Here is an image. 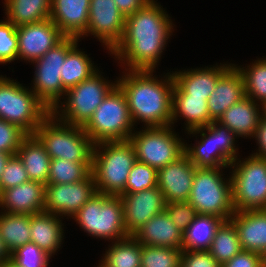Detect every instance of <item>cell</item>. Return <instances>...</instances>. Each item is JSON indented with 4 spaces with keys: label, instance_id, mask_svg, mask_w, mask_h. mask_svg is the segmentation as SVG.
I'll list each match as a JSON object with an SVG mask.
<instances>
[{
    "label": "cell",
    "instance_id": "obj_43",
    "mask_svg": "<svg viewBox=\"0 0 266 267\" xmlns=\"http://www.w3.org/2000/svg\"><path fill=\"white\" fill-rule=\"evenodd\" d=\"M164 210L182 233L186 231L197 215L195 208L188 201L168 202L165 204Z\"/></svg>",
    "mask_w": 266,
    "mask_h": 267
},
{
    "label": "cell",
    "instance_id": "obj_13",
    "mask_svg": "<svg viewBox=\"0 0 266 267\" xmlns=\"http://www.w3.org/2000/svg\"><path fill=\"white\" fill-rule=\"evenodd\" d=\"M78 40L74 37H65L41 58L33 61L37 65L32 91L50 111L59 109V99L63 93H66L61 81L60 69H62L67 53L77 44Z\"/></svg>",
    "mask_w": 266,
    "mask_h": 267
},
{
    "label": "cell",
    "instance_id": "obj_2",
    "mask_svg": "<svg viewBox=\"0 0 266 267\" xmlns=\"http://www.w3.org/2000/svg\"><path fill=\"white\" fill-rule=\"evenodd\" d=\"M152 72L129 70L116 83L125 94L133 122L142 120L147 127L171 126L173 74L160 81Z\"/></svg>",
    "mask_w": 266,
    "mask_h": 267
},
{
    "label": "cell",
    "instance_id": "obj_26",
    "mask_svg": "<svg viewBox=\"0 0 266 267\" xmlns=\"http://www.w3.org/2000/svg\"><path fill=\"white\" fill-rule=\"evenodd\" d=\"M57 217V218H56ZM58 215L41 212L31 215V242L52 256L62 244L63 228Z\"/></svg>",
    "mask_w": 266,
    "mask_h": 267
},
{
    "label": "cell",
    "instance_id": "obj_38",
    "mask_svg": "<svg viewBox=\"0 0 266 267\" xmlns=\"http://www.w3.org/2000/svg\"><path fill=\"white\" fill-rule=\"evenodd\" d=\"M157 187V170L151 166L136 161L129 172L125 193H134Z\"/></svg>",
    "mask_w": 266,
    "mask_h": 267
},
{
    "label": "cell",
    "instance_id": "obj_39",
    "mask_svg": "<svg viewBox=\"0 0 266 267\" xmlns=\"http://www.w3.org/2000/svg\"><path fill=\"white\" fill-rule=\"evenodd\" d=\"M50 257L33 242H28L11 253V260L19 267H47Z\"/></svg>",
    "mask_w": 266,
    "mask_h": 267
},
{
    "label": "cell",
    "instance_id": "obj_10",
    "mask_svg": "<svg viewBox=\"0 0 266 267\" xmlns=\"http://www.w3.org/2000/svg\"><path fill=\"white\" fill-rule=\"evenodd\" d=\"M109 83L103 80L97 71L89 79L66 91L64 95L68 98L66 104H62V115L57 109H53L51 113L61 123L84 127L104 98L117 85ZM56 114L60 115L59 118Z\"/></svg>",
    "mask_w": 266,
    "mask_h": 267
},
{
    "label": "cell",
    "instance_id": "obj_20",
    "mask_svg": "<svg viewBox=\"0 0 266 267\" xmlns=\"http://www.w3.org/2000/svg\"><path fill=\"white\" fill-rule=\"evenodd\" d=\"M90 0H52L50 19L66 37L79 39L88 27Z\"/></svg>",
    "mask_w": 266,
    "mask_h": 267
},
{
    "label": "cell",
    "instance_id": "obj_29",
    "mask_svg": "<svg viewBox=\"0 0 266 267\" xmlns=\"http://www.w3.org/2000/svg\"><path fill=\"white\" fill-rule=\"evenodd\" d=\"M223 221L214 215L197 214L183 233L182 250H209L216 230Z\"/></svg>",
    "mask_w": 266,
    "mask_h": 267
},
{
    "label": "cell",
    "instance_id": "obj_33",
    "mask_svg": "<svg viewBox=\"0 0 266 267\" xmlns=\"http://www.w3.org/2000/svg\"><path fill=\"white\" fill-rule=\"evenodd\" d=\"M98 267H141V243L133 236L115 241Z\"/></svg>",
    "mask_w": 266,
    "mask_h": 267
},
{
    "label": "cell",
    "instance_id": "obj_12",
    "mask_svg": "<svg viewBox=\"0 0 266 267\" xmlns=\"http://www.w3.org/2000/svg\"><path fill=\"white\" fill-rule=\"evenodd\" d=\"M170 127H147L132 133L129 142L135 149L137 161L159 170L185 153V144Z\"/></svg>",
    "mask_w": 266,
    "mask_h": 267
},
{
    "label": "cell",
    "instance_id": "obj_35",
    "mask_svg": "<svg viewBox=\"0 0 266 267\" xmlns=\"http://www.w3.org/2000/svg\"><path fill=\"white\" fill-rule=\"evenodd\" d=\"M92 163H76L63 159H51L48 184H68L85 180L91 173Z\"/></svg>",
    "mask_w": 266,
    "mask_h": 267
},
{
    "label": "cell",
    "instance_id": "obj_45",
    "mask_svg": "<svg viewBox=\"0 0 266 267\" xmlns=\"http://www.w3.org/2000/svg\"><path fill=\"white\" fill-rule=\"evenodd\" d=\"M221 267H262V255L241 250Z\"/></svg>",
    "mask_w": 266,
    "mask_h": 267
},
{
    "label": "cell",
    "instance_id": "obj_21",
    "mask_svg": "<svg viewBox=\"0 0 266 267\" xmlns=\"http://www.w3.org/2000/svg\"><path fill=\"white\" fill-rule=\"evenodd\" d=\"M45 185L28 181L0 192V207L5 213L36 214L44 212Z\"/></svg>",
    "mask_w": 266,
    "mask_h": 267
},
{
    "label": "cell",
    "instance_id": "obj_34",
    "mask_svg": "<svg viewBox=\"0 0 266 267\" xmlns=\"http://www.w3.org/2000/svg\"><path fill=\"white\" fill-rule=\"evenodd\" d=\"M242 250L237 229L231 220L223 221L216 230L210 254L223 265Z\"/></svg>",
    "mask_w": 266,
    "mask_h": 267
},
{
    "label": "cell",
    "instance_id": "obj_48",
    "mask_svg": "<svg viewBox=\"0 0 266 267\" xmlns=\"http://www.w3.org/2000/svg\"><path fill=\"white\" fill-rule=\"evenodd\" d=\"M11 259V253L5 246L4 240L0 237V262H5Z\"/></svg>",
    "mask_w": 266,
    "mask_h": 267
},
{
    "label": "cell",
    "instance_id": "obj_1",
    "mask_svg": "<svg viewBox=\"0 0 266 267\" xmlns=\"http://www.w3.org/2000/svg\"><path fill=\"white\" fill-rule=\"evenodd\" d=\"M164 11L150 0L126 17L123 38L111 53L118 60H125L129 70L154 71L173 29L171 19Z\"/></svg>",
    "mask_w": 266,
    "mask_h": 267
},
{
    "label": "cell",
    "instance_id": "obj_23",
    "mask_svg": "<svg viewBox=\"0 0 266 267\" xmlns=\"http://www.w3.org/2000/svg\"><path fill=\"white\" fill-rule=\"evenodd\" d=\"M231 67L223 65L205 69H193L173 73V94H188L191 97L209 98L220 77Z\"/></svg>",
    "mask_w": 266,
    "mask_h": 267
},
{
    "label": "cell",
    "instance_id": "obj_3",
    "mask_svg": "<svg viewBox=\"0 0 266 267\" xmlns=\"http://www.w3.org/2000/svg\"><path fill=\"white\" fill-rule=\"evenodd\" d=\"M136 161L135 149L129 141L94 144L91 171L97 192L113 196L124 194L129 172Z\"/></svg>",
    "mask_w": 266,
    "mask_h": 267
},
{
    "label": "cell",
    "instance_id": "obj_41",
    "mask_svg": "<svg viewBox=\"0 0 266 267\" xmlns=\"http://www.w3.org/2000/svg\"><path fill=\"white\" fill-rule=\"evenodd\" d=\"M28 181L30 180L22 160L17 154L12 155L0 176V192Z\"/></svg>",
    "mask_w": 266,
    "mask_h": 267
},
{
    "label": "cell",
    "instance_id": "obj_24",
    "mask_svg": "<svg viewBox=\"0 0 266 267\" xmlns=\"http://www.w3.org/2000/svg\"><path fill=\"white\" fill-rule=\"evenodd\" d=\"M132 236L142 245L182 249L183 233L171 221L165 210L153 216Z\"/></svg>",
    "mask_w": 266,
    "mask_h": 267
},
{
    "label": "cell",
    "instance_id": "obj_5",
    "mask_svg": "<svg viewBox=\"0 0 266 267\" xmlns=\"http://www.w3.org/2000/svg\"><path fill=\"white\" fill-rule=\"evenodd\" d=\"M134 126L124 92L116 85L83 127L94 144L129 141Z\"/></svg>",
    "mask_w": 266,
    "mask_h": 267
},
{
    "label": "cell",
    "instance_id": "obj_46",
    "mask_svg": "<svg viewBox=\"0 0 266 267\" xmlns=\"http://www.w3.org/2000/svg\"><path fill=\"white\" fill-rule=\"evenodd\" d=\"M118 9L127 17L145 6L150 0H114Z\"/></svg>",
    "mask_w": 266,
    "mask_h": 267
},
{
    "label": "cell",
    "instance_id": "obj_18",
    "mask_svg": "<svg viewBox=\"0 0 266 267\" xmlns=\"http://www.w3.org/2000/svg\"><path fill=\"white\" fill-rule=\"evenodd\" d=\"M196 168L184 153L177 160L157 170V187L163 193L166 203L188 201Z\"/></svg>",
    "mask_w": 266,
    "mask_h": 267
},
{
    "label": "cell",
    "instance_id": "obj_14",
    "mask_svg": "<svg viewBox=\"0 0 266 267\" xmlns=\"http://www.w3.org/2000/svg\"><path fill=\"white\" fill-rule=\"evenodd\" d=\"M96 193L92 173L76 183L45 185L44 211L74 216Z\"/></svg>",
    "mask_w": 266,
    "mask_h": 267
},
{
    "label": "cell",
    "instance_id": "obj_16",
    "mask_svg": "<svg viewBox=\"0 0 266 267\" xmlns=\"http://www.w3.org/2000/svg\"><path fill=\"white\" fill-rule=\"evenodd\" d=\"M16 31L18 58L32 63L66 37L50 18L18 26Z\"/></svg>",
    "mask_w": 266,
    "mask_h": 267
},
{
    "label": "cell",
    "instance_id": "obj_44",
    "mask_svg": "<svg viewBox=\"0 0 266 267\" xmlns=\"http://www.w3.org/2000/svg\"><path fill=\"white\" fill-rule=\"evenodd\" d=\"M180 267H221L208 250H182Z\"/></svg>",
    "mask_w": 266,
    "mask_h": 267
},
{
    "label": "cell",
    "instance_id": "obj_42",
    "mask_svg": "<svg viewBox=\"0 0 266 267\" xmlns=\"http://www.w3.org/2000/svg\"><path fill=\"white\" fill-rule=\"evenodd\" d=\"M27 136L19 126L0 119V151L15 155Z\"/></svg>",
    "mask_w": 266,
    "mask_h": 267
},
{
    "label": "cell",
    "instance_id": "obj_7",
    "mask_svg": "<svg viewBox=\"0 0 266 267\" xmlns=\"http://www.w3.org/2000/svg\"><path fill=\"white\" fill-rule=\"evenodd\" d=\"M72 218L95 237L118 241L129 236L124 226L120 196L97 192Z\"/></svg>",
    "mask_w": 266,
    "mask_h": 267
},
{
    "label": "cell",
    "instance_id": "obj_52",
    "mask_svg": "<svg viewBox=\"0 0 266 267\" xmlns=\"http://www.w3.org/2000/svg\"><path fill=\"white\" fill-rule=\"evenodd\" d=\"M262 267H266V251L262 254Z\"/></svg>",
    "mask_w": 266,
    "mask_h": 267
},
{
    "label": "cell",
    "instance_id": "obj_4",
    "mask_svg": "<svg viewBox=\"0 0 266 267\" xmlns=\"http://www.w3.org/2000/svg\"><path fill=\"white\" fill-rule=\"evenodd\" d=\"M34 135L44 145L51 159L92 163L94 143L81 126L61 124L51 113Z\"/></svg>",
    "mask_w": 266,
    "mask_h": 267
},
{
    "label": "cell",
    "instance_id": "obj_28",
    "mask_svg": "<svg viewBox=\"0 0 266 267\" xmlns=\"http://www.w3.org/2000/svg\"><path fill=\"white\" fill-rule=\"evenodd\" d=\"M208 98L191 97L188 94H172V123L183 116L187 120L186 129L190 132L209 125Z\"/></svg>",
    "mask_w": 266,
    "mask_h": 267
},
{
    "label": "cell",
    "instance_id": "obj_37",
    "mask_svg": "<svg viewBox=\"0 0 266 267\" xmlns=\"http://www.w3.org/2000/svg\"><path fill=\"white\" fill-rule=\"evenodd\" d=\"M182 249L141 244V267H180Z\"/></svg>",
    "mask_w": 266,
    "mask_h": 267
},
{
    "label": "cell",
    "instance_id": "obj_47",
    "mask_svg": "<svg viewBox=\"0 0 266 267\" xmlns=\"http://www.w3.org/2000/svg\"><path fill=\"white\" fill-rule=\"evenodd\" d=\"M259 146V153H254V156L266 158V120L260 118L258 126L255 130L254 136Z\"/></svg>",
    "mask_w": 266,
    "mask_h": 267
},
{
    "label": "cell",
    "instance_id": "obj_22",
    "mask_svg": "<svg viewBox=\"0 0 266 267\" xmlns=\"http://www.w3.org/2000/svg\"><path fill=\"white\" fill-rule=\"evenodd\" d=\"M234 223L242 250L262 255L266 251V209L235 211Z\"/></svg>",
    "mask_w": 266,
    "mask_h": 267
},
{
    "label": "cell",
    "instance_id": "obj_27",
    "mask_svg": "<svg viewBox=\"0 0 266 267\" xmlns=\"http://www.w3.org/2000/svg\"><path fill=\"white\" fill-rule=\"evenodd\" d=\"M16 154L22 160L29 180L48 184L51 158L35 135H28Z\"/></svg>",
    "mask_w": 266,
    "mask_h": 267
},
{
    "label": "cell",
    "instance_id": "obj_31",
    "mask_svg": "<svg viewBox=\"0 0 266 267\" xmlns=\"http://www.w3.org/2000/svg\"><path fill=\"white\" fill-rule=\"evenodd\" d=\"M30 214L4 213L0 215V237L10 253L31 242Z\"/></svg>",
    "mask_w": 266,
    "mask_h": 267
},
{
    "label": "cell",
    "instance_id": "obj_11",
    "mask_svg": "<svg viewBox=\"0 0 266 267\" xmlns=\"http://www.w3.org/2000/svg\"><path fill=\"white\" fill-rule=\"evenodd\" d=\"M204 130H208L209 134L204 133ZM194 132L200 133L202 140L193 148L185 145V153L197 168H225L237 159V148L234 146L237 135L226 126L212 121L209 125L189 133Z\"/></svg>",
    "mask_w": 266,
    "mask_h": 267
},
{
    "label": "cell",
    "instance_id": "obj_49",
    "mask_svg": "<svg viewBox=\"0 0 266 267\" xmlns=\"http://www.w3.org/2000/svg\"><path fill=\"white\" fill-rule=\"evenodd\" d=\"M11 156L12 154L0 151V176L3 173L6 163L8 162Z\"/></svg>",
    "mask_w": 266,
    "mask_h": 267
},
{
    "label": "cell",
    "instance_id": "obj_53",
    "mask_svg": "<svg viewBox=\"0 0 266 267\" xmlns=\"http://www.w3.org/2000/svg\"><path fill=\"white\" fill-rule=\"evenodd\" d=\"M0 267H4V262H0Z\"/></svg>",
    "mask_w": 266,
    "mask_h": 267
},
{
    "label": "cell",
    "instance_id": "obj_36",
    "mask_svg": "<svg viewBox=\"0 0 266 267\" xmlns=\"http://www.w3.org/2000/svg\"><path fill=\"white\" fill-rule=\"evenodd\" d=\"M248 67L238 68L244 80L245 95L253 101H256L254 98L260 100L261 105L266 102V60L260 59Z\"/></svg>",
    "mask_w": 266,
    "mask_h": 267
},
{
    "label": "cell",
    "instance_id": "obj_51",
    "mask_svg": "<svg viewBox=\"0 0 266 267\" xmlns=\"http://www.w3.org/2000/svg\"><path fill=\"white\" fill-rule=\"evenodd\" d=\"M262 107L260 106V108H262V114H261V118L265 119L266 120V102H264L263 104H261Z\"/></svg>",
    "mask_w": 266,
    "mask_h": 267
},
{
    "label": "cell",
    "instance_id": "obj_6",
    "mask_svg": "<svg viewBox=\"0 0 266 267\" xmlns=\"http://www.w3.org/2000/svg\"><path fill=\"white\" fill-rule=\"evenodd\" d=\"M51 114L49 108L28 88L0 76V119L34 135Z\"/></svg>",
    "mask_w": 266,
    "mask_h": 267
},
{
    "label": "cell",
    "instance_id": "obj_32",
    "mask_svg": "<svg viewBox=\"0 0 266 267\" xmlns=\"http://www.w3.org/2000/svg\"><path fill=\"white\" fill-rule=\"evenodd\" d=\"M89 59L86 54L77 49V44L67 53L62 69H60L61 81L65 91L89 79L97 72Z\"/></svg>",
    "mask_w": 266,
    "mask_h": 267
},
{
    "label": "cell",
    "instance_id": "obj_25",
    "mask_svg": "<svg viewBox=\"0 0 266 267\" xmlns=\"http://www.w3.org/2000/svg\"><path fill=\"white\" fill-rule=\"evenodd\" d=\"M257 105L255 101L244 97L228 108L217 122L226 126L237 136L253 137L261 118Z\"/></svg>",
    "mask_w": 266,
    "mask_h": 267
},
{
    "label": "cell",
    "instance_id": "obj_30",
    "mask_svg": "<svg viewBox=\"0 0 266 267\" xmlns=\"http://www.w3.org/2000/svg\"><path fill=\"white\" fill-rule=\"evenodd\" d=\"M6 15L16 27L40 22L51 16L52 0H5Z\"/></svg>",
    "mask_w": 266,
    "mask_h": 267
},
{
    "label": "cell",
    "instance_id": "obj_15",
    "mask_svg": "<svg viewBox=\"0 0 266 267\" xmlns=\"http://www.w3.org/2000/svg\"><path fill=\"white\" fill-rule=\"evenodd\" d=\"M125 22L126 17L114 0H90L88 27L84 35H95L111 52L123 38Z\"/></svg>",
    "mask_w": 266,
    "mask_h": 267
},
{
    "label": "cell",
    "instance_id": "obj_8",
    "mask_svg": "<svg viewBox=\"0 0 266 267\" xmlns=\"http://www.w3.org/2000/svg\"><path fill=\"white\" fill-rule=\"evenodd\" d=\"M221 168H196L188 202L197 214L214 215L230 220L235 210L232 204L231 179L225 182Z\"/></svg>",
    "mask_w": 266,
    "mask_h": 267
},
{
    "label": "cell",
    "instance_id": "obj_40",
    "mask_svg": "<svg viewBox=\"0 0 266 267\" xmlns=\"http://www.w3.org/2000/svg\"><path fill=\"white\" fill-rule=\"evenodd\" d=\"M18 58L16 26L10 21L0 22V63H10Z\"/></svg>",
    "mask_w": 266,
    "mask_h": 267
},
{
    "label": "cell",
    "instance_id": "obj_50",
    "mask_svg": "<svg viewBox=\"0 0 266 267\" xmlns=\"http://www.w3.org/2000/svg\"><path fill=\"white\" fill-rule=\"evenodd\" d=\"M4 267H19V266L10 259L4 262Z\"/></svg>",
    "mask_w": 266,
    "mask_h": 267
},
{
    "label": "cell",
    "instance_id": "obj_17",
    "mask_svg": "<svg viewBox=\"0 0 266 267\" xmlns=\"http://www.w3.org/2000/svg\"><path fill=\"white\" fill-rule=\"evenodd\" d=\"M119 196L123 205L124 226L129 236L165 209L166 202L158 187Z\"/></svg>",
    "mask_w": 266,
    "mask_h": 267
},
{
    "label": "cell",
    "instance_id": "obj_9",
    "mask_svg": "<svg viewBox=\"0 0 266 267\" xmlns=\"http://www.w3.org/2000/svg\"><path fill=\"white\" fill-rule=\"evenodd\" d=\"M236 161L230 165L236 166L230 177L234 210L266 209V158L252 154L240 164Z\"/></svg>",
    "mask_w": 266,
    "mask_h": 267
},
{
    "label": "cell",
    "instance_id": "obj_19",
    "mask_svg": "<svg viewBox=\"0 0 266 267\" xmlns=\"http://www.w3.org/2000/svg\"><path fill=\"white\" fill-rule=\"evenodd\" d=\"M245 95L244 80L238 67L231 66L218 80L212 94L207 99L209 124L218 121L222 114Z\"/></svg>",
    "mask_w": 266,
    "mask_h": 267
}]
</instances>
